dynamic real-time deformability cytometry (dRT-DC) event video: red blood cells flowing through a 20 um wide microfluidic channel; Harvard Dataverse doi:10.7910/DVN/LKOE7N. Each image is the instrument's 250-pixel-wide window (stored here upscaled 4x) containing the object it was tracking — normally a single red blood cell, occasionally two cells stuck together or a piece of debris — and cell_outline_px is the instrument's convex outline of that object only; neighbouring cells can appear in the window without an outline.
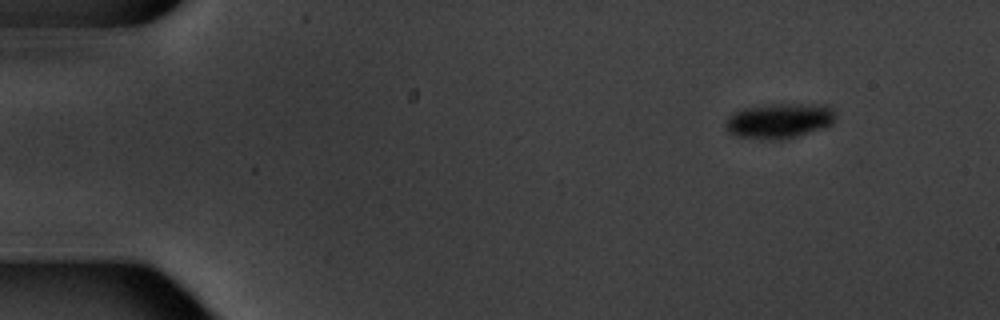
{"species": "common noctule bat (a hibernating species)", "species_latin": "Nyctalus noctula", "temperature_condition": "warm", "stored_images_in_passage": 7, "camera_frame_rate_fps": 3000, "um_per_image_px": 0.085, "animal": {"sex": "male", "body_mass_g": 20.1, "forearm_length_mm": 53.5}, "frame": {"image": 1, "passage_image": 1, "time_ms": 0.0, "image_size_px": [1000, 320], "cell_outline_px": [[832, 124], [796, 136], [780, 140], [772, 140], [740, 136], [728, 132], [724, 128], [724, 124], [728, 116], [744, 108], [772, 104], [828, 104], [832, 108]], "centroid_in_image_um": [66.19, 10.25], "position_along_channel_um": 18.8, "area_um2": 22.14}}
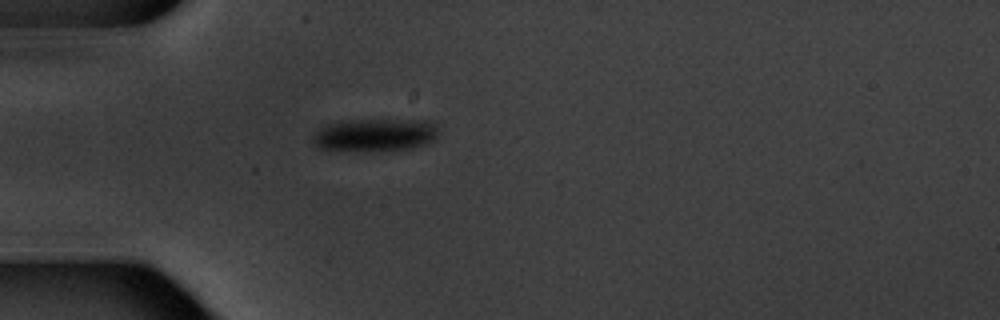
{"frame": {"image": 2, "passage_image": 4, "time_ms": 3.667, "image_size_px": [1000, 320], "cell_outline_px": [[436, 140], [428, 144], [412, 148], [392, 152], [320, 148], [312, 140], [312, 132], [328, 124], [352, 120], [432, 120], [436, 124]], "centroid_in_image_um": [31.94, 11.48], "position_along_channel_um": 53.1, "area_um2": 24.28}}
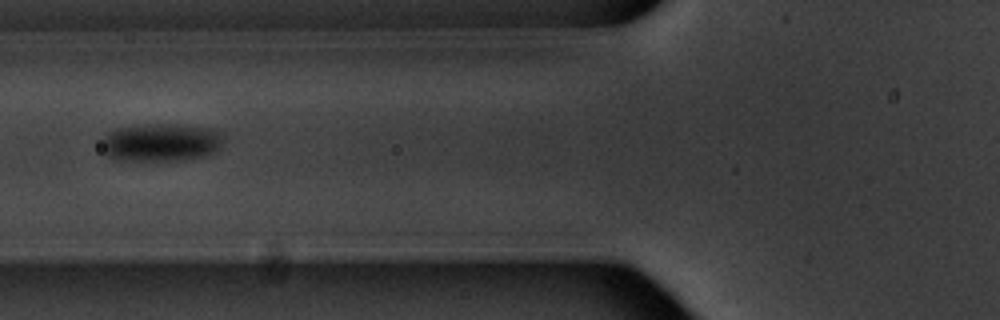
{"frame": {"image": 3, "passage_image": 6, "time_ms": 5.667, "image_size_px": [1000, 320], "cell_outline_px": [[224, 140], [220, 148], [216, 152], [204, 156], [184, 160], [116, 160], [104, 156], [100, 144], [104, 136], [108, 132], [116, 128], [144, 124], [180, 124], [212, 128]], "centroid_in_image_um": [13.63, 12.11], "position_along_channel_um": 112.2, "area_um2": 27.4}}